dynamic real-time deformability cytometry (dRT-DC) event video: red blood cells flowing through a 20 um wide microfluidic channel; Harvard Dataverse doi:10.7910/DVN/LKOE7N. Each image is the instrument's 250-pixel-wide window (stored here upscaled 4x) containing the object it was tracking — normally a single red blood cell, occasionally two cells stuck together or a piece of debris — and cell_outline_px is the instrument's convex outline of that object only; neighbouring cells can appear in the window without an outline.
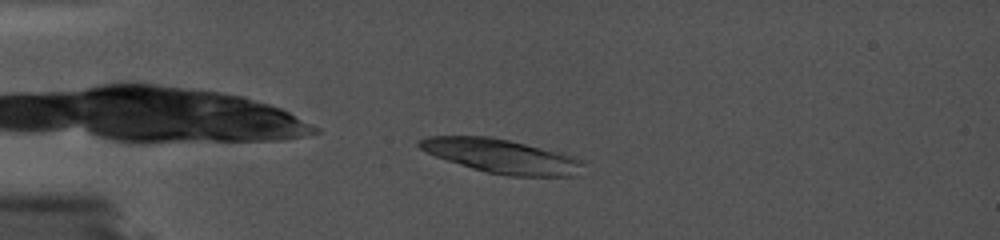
{"species": "common noctule bat (a hibernating species)", "species_latin": "Nyctalus noctula", "temperature_condition": "cold", "stored_images_in_passage": 6, "camera_frame_rate_fps": 5000, "um_per_image_px": 0.085, "animal": {"sex": "female", "body_mass_g": 19.0, "forearm_length_mm": 56.7}, "frame": {"image": 1, "passage_image": 6, "time_ms": 1.0, "image_size_px": [1000, 240], "cell_outline_px": [[580, 176], [508, 176], [488, 172], [472, 168], [436, 156], [420, 148], [416, 144], [420, 140], [428, 136], [488, 136], [508, 140], [524, 144], [568, 156], [576, 160], [580, 164]], "centroid_in_image_um": [42.53, 13.28], "position_along_channel_um": 42.5, "area_um2": 31.39}}